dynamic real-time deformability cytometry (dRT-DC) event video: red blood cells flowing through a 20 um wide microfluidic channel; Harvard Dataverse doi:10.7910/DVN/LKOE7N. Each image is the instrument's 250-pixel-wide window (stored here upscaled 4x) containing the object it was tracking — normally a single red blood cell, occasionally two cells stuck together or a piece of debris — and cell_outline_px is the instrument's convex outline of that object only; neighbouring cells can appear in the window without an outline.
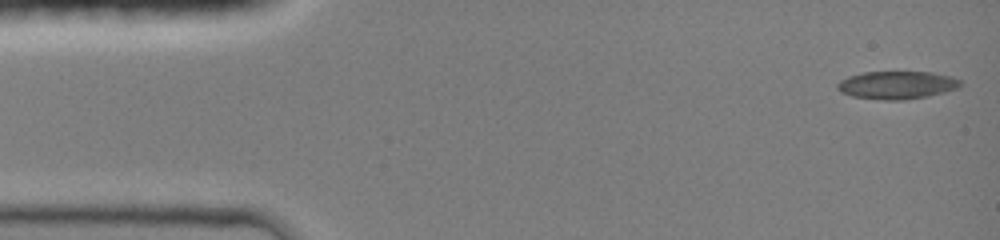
{"species": "common noctule bat (a hibernating species)", "species_latin": "Nyctalus noctula", "temperature_condition": "room temperature", "stored_images_in_passage": 45, "camera_frame_rate_fps": 3000, "um_per_image_px": 0.085, "animal": {"sex": "female", "body_mass_g": 19.0, "forearm_length_mm": 51.5}, "frame": {"image": 1, "passage_image": 1, "time_ms": 0.0, "image_size_px": [1000, 240], "cell_outline_px": [[960, 84], [956, 88], [944, 92], [928, 96], [904, 100], [884, 100], [852, 96], [840, 92], [836, 88], [836, 84], [840, 80], [848, 76], [864, 72], [932, 72], [948, 76], [960, 80]], "centroid_in_image_um": [76.17, 7.23], "position_along_channel_um": 8.8, "area_um2": 19.88}}
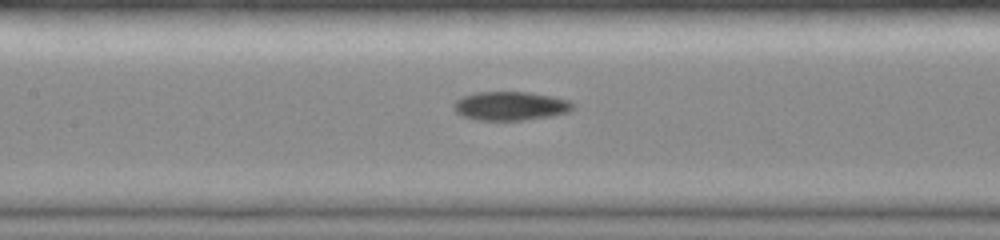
{"frame": {"image": 2, "passage_image": 20, "time_ms": 6.333, "image_size_px": [1000, 240], "cell_outline_px": [[572, 108], [568, 112], [552, 116], [524, 120], [480, 120], [464, 116], [456, 112], [452, 104], [460, 96], [476, 92], [528, 92], [568, 100], [572, 104]], "centroid_in_image_um": [43.33, 9.0], "position_along_channel_um": 164.1, "area_um2": 19.83}}
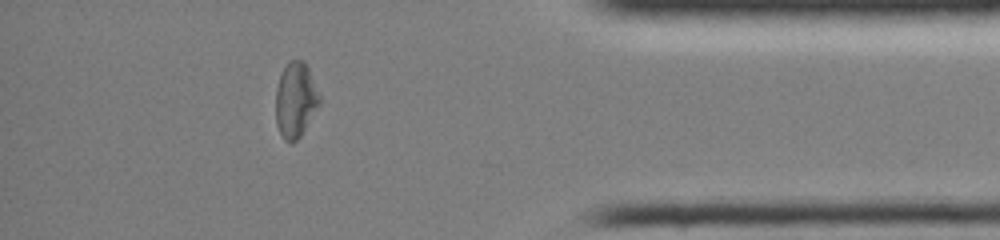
{"frame": {"image": 3, "passage_image": 39, "time_ms": 12.667, "image_size_px": [1000, 240], "cell_outline_px": [[320, 104], [300, 136], [292, 144], [288, 144], [284, 140], [276, 124], [276, 88], [280, 76], [288, 60], [304, 60], [308, 68], [320, 96]], "centroid_in_image_um": [25.11, 8.51], "position_along_channel_um": 410.1, "area_um2": 19.13}, "authors_computed_cell_mechanics": {"area_um2": 19.8832, "velocity_mm_per_s": 4.2085, "shape_relaxation_time_tau1_ms": null, "shape_relaxation_time_tau2_ms": 5.8109, "deformation_change_tau1": null, "deformation_change_tau2": 0.1209}}